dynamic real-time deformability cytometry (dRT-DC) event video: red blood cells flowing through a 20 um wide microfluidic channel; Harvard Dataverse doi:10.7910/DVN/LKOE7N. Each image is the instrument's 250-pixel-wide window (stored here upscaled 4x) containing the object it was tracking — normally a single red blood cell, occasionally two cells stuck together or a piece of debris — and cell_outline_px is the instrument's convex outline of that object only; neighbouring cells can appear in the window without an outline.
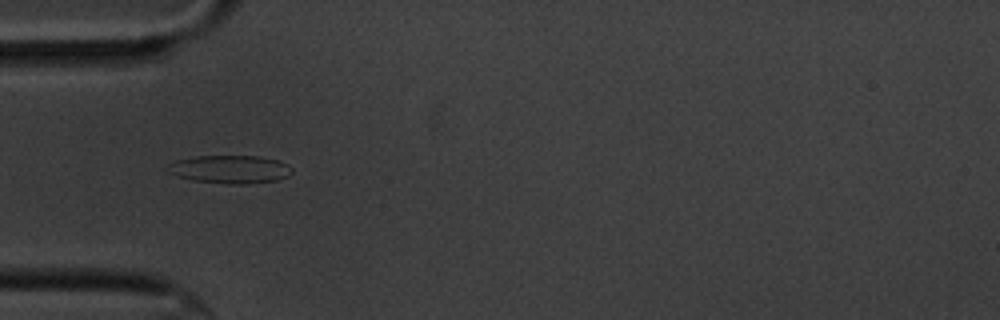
{"species": "common noctule bat (a hibernating species)", "species_latin": "Nyctalus noctula", "temperature_condition": "cold", "stored_images_in_passage": 41, "camera_frame_rate_fps": 3000, "um_per_image_px": 0.085, "animal": {"sex": "male", "body_mass_g": 20.1, "forearm_length_mm": 53.5}, "frame": {"image": 1, "passage_image": 2, "time_ms": 0.333, "image_size_px": [1000, 320], "cell_outline_px": [[292, 172], [288, 176], [276, 180], [244, 184], [228, 184], [192, 180], [168, 172], [164, 168], [168, 164], [176, 160], [196, 156], [260, 156], [276, 160], [288, 164], [292, 168]], "centroid_in_image_um": [19.54, 14.38], "position_along_channel_um": 65.5, "area_um2": 20.35}}
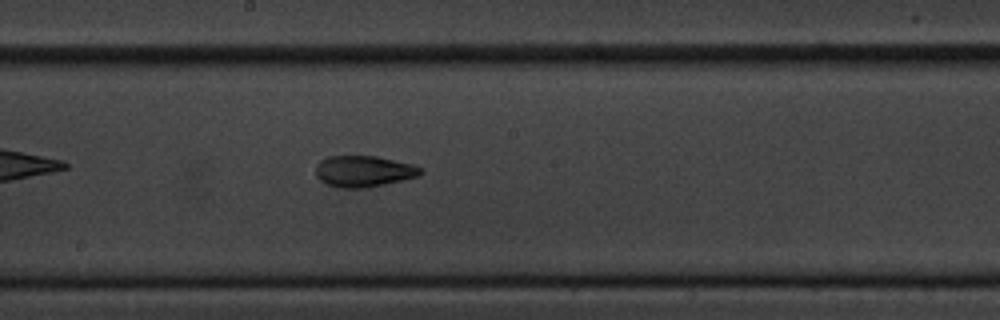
{"frame": {"image": 2, "passage_image": 15, "time_ms": 4.667, "image_size_px": [1000, 320], "cell_outline_px": [[424, 172], [420, 176], [404, 180], [364, 188], [340, 188], [328, 184], [320, 180], [316, 176], [316, 164], [320, 160], [328, 156], [376, 156], [412, 164], [424, 168]], "centroid_in_image_um": [30.94, 14.56], "position_along_channel_um": 217.3, "area_um2": 19.25}}
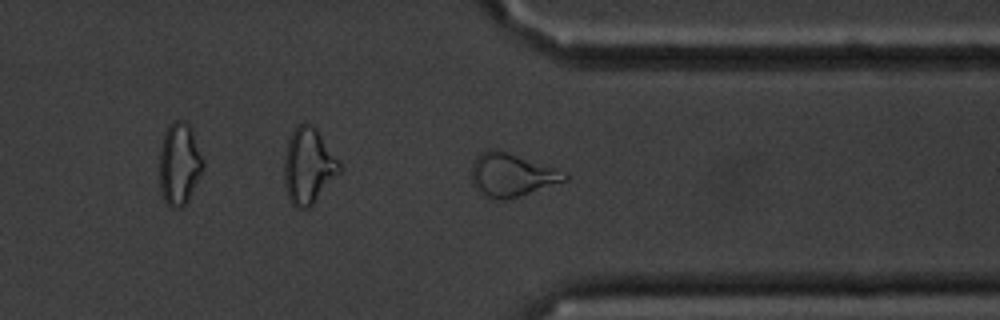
{"frame": {"image": 3, "passage_image": 28, "time_ms": 9.0, "image_size_px": [1000, 320], "cell_outline_px": [[568, 180], [520, 196], [504, 200], [488, 200], [472, 184], [472, 164], [476, 156], [480, 152], [488, 148], [496, 148], [564, 172], [568, 176]], "centroid_in_image_um": [43.42, 14.88], "position_along_channel_um": 368.0, "area_um2": 23.47}, "authors_computed_cell_mechanics": {"area_um2": 19.0162, "velocity_mm_per_s": 3.4951, "shape_relaxation_time_tau1_ms": 5.2324, "shape_relaxation_time_tau2_ms": 3.3686, "deformation_change_tau1": 0.1578, "deformation_change_tau2": 0.119}}